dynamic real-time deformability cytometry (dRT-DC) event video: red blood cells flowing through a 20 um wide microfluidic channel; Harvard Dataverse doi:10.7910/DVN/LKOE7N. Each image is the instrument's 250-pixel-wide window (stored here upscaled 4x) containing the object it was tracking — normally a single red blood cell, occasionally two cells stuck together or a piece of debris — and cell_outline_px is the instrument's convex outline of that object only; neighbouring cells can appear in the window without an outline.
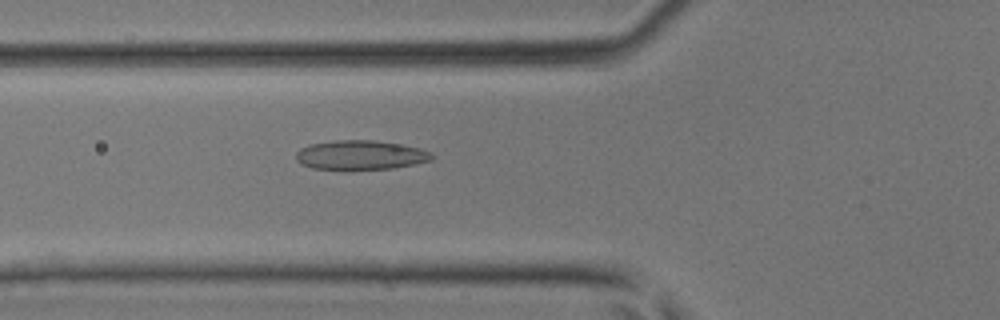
{"species": "common noctule bat (a hibernating species)", "species_latin": "Nyctalus noctula", "temperature_condition": "room temperature", "stored_images_in_passage": 43, "camera_frame_rate_fps": 3000, "um_per_image_px": 0.085, "animal": {"sex": "male", "body_mass_g": 17.9, "forearm_length_mm": 54.2}, "frame": {"image": 1, "passage_image": 16, "time_ms": 5.0, "image_size_px": [1000, 320], "cell_outline_px": [[436, 156], [432, 160], [416, 164], [392, 168], [312, 168], [300, 164], [296, 160], [296, 152], [300, 148], [308, 144], [336, 140], [372, 140], [404, 144], [420, 148], [432, 152]], "centroid_in_image_um": [30.68, 13.15], "position_along_channel_um": 95.1, "area_um2": 23.18}}
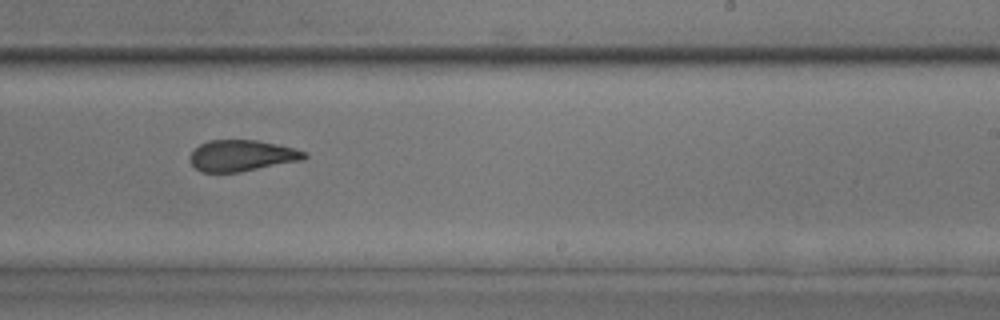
{"frame": {"image": 2, "passage_image": 27, "time_ms": 8.667, "image_size_px": [1000, 320], "cell_outline_px": [[308, 156], [304, 160], [240, 172], [200, 172], [188, 160], [192, 152], [200, 144], [208, 140], [256, 140], [276, 144], [308, 152]], "centroid_in_image_um": [20.56, 13.23], "position_along_channel_um": 268.4, "area_um2": 20.87}}
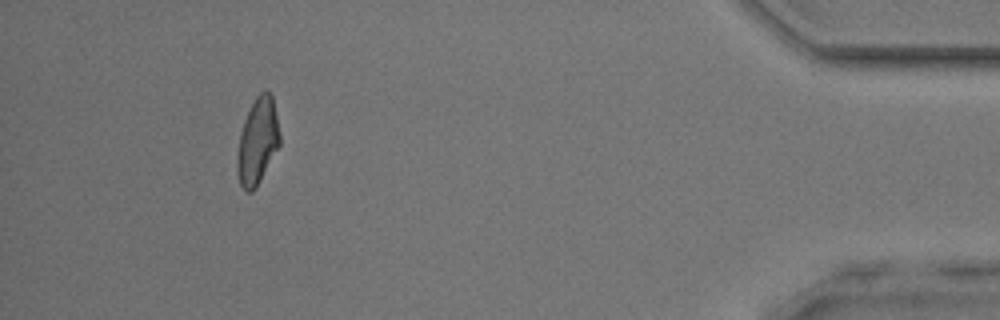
{"frame": {"image": 3, "passage_image": 40, "time_ms": 13.0, "image_size_px": [1000, 320], "cell_outline_px": [[280, 144], [256, 188], [252, 192], [248, 192], [240, 184], [236, 172], [236, 160], [240, 136], [244, 120], [256, 96], [260, 92], [268, 92], [272, 96], [280, 136]], "centroid_in_image_um": [21.88, 12.05], "position_along_channel_um": 413.3, "area_um2": 21.04}}